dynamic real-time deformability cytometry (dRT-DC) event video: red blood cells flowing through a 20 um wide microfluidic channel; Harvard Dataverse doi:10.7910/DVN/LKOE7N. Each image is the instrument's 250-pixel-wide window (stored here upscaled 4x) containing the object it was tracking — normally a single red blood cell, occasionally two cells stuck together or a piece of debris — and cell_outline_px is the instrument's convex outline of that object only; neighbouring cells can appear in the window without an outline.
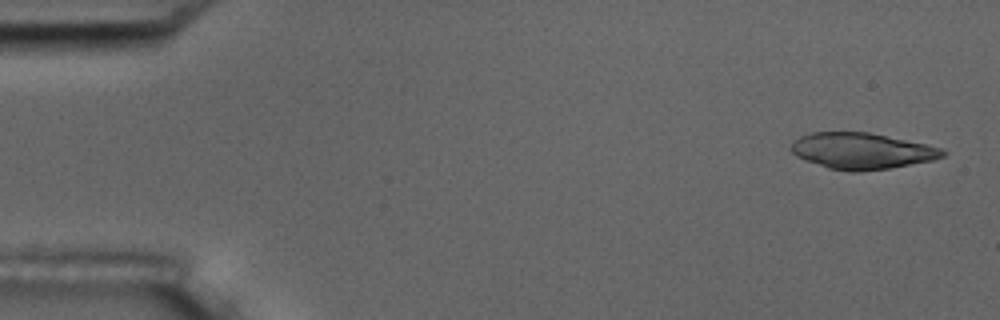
{"species": "common noctule bat (a hibernating species)", "species_latin": "Nyctalus noctula", "temperature_condition": "room temperature", "stored_images_in_passage": 5, "camera_frame_rate_fps": 3000, "um_per_image_px": 0.085, "animal": {"sex": "male", "body_mass_g": 17.5, "forearm_length_mm": 52.3}, "frame": {"image": 1, "passage_image": 1, "time_ms": 0.0, "image_size_px": [1000, 320], "cell_outline_px": [[948, 152], [944, 156], [932, 160], [888, 168], [860, 172], [852, 172], [828, 168], [796, 156], [792, 152], [792, 140], [800, 136], [812, 132], [868, 132], [924, 144], [940, 148]], "centroid_in_image_um": [73.22, 12.83], "position_along_channel_um": 11.8, "area_um2": 31.62}}